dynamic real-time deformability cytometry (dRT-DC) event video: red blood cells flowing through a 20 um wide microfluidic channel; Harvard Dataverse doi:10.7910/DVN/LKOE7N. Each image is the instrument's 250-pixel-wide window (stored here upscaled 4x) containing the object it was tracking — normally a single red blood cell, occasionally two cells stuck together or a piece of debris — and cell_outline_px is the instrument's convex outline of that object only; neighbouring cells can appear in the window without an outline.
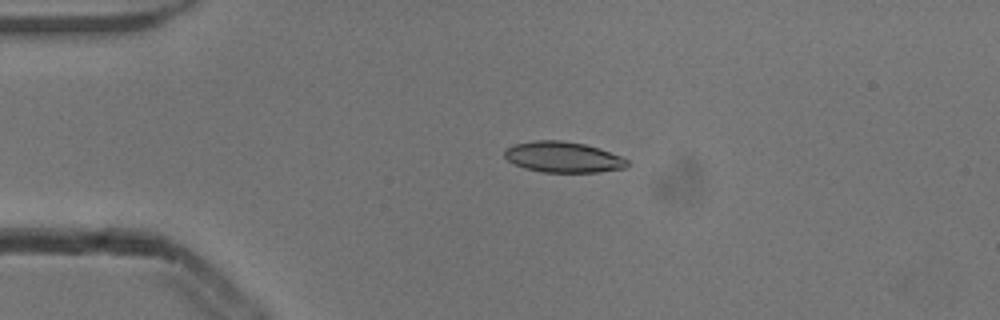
{"species": "common noctule bat (a hibernating species)", "species_latin": "Nyctalus noctula", "temperature_condition": "cold", "stored_images_in_passage": 39, "camera_frame_rate_fps": 3000, "um_per_image_px": 0.085, "animal": {"sex": "male", "body_mass_g": 13.3}, "frame": {"image": 1, "passage_image": 7, "time_ms": 2.0, "image_size_px": [1000, 320], "cell_outline_px": [[628, 168], [600, 172], [544, 172], [524, 168], [508, 160], [504, 156], [504, 152], [508, 148], [516, 144], [536, 140], [560, 140], [584, 144], [600, 148], [620, 156], [628, 160]], "centroid_in_image_um": [47.91, 13.36], "position_along_channel_um": 37.1, "area_um2": 21.91}}
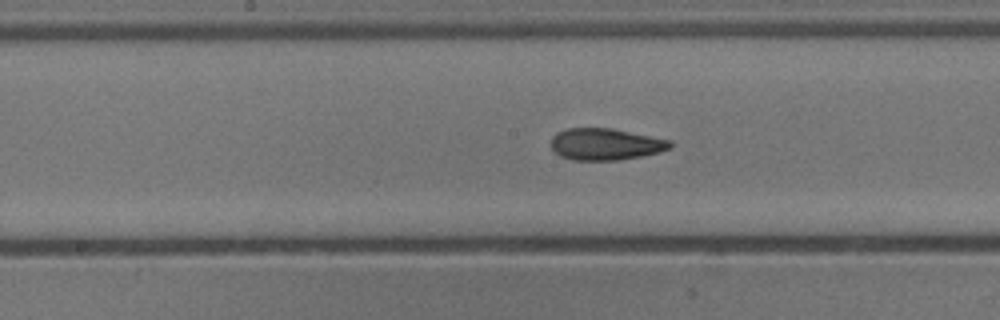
{"frame": {"image": 2, "passage_image": 22, "time_ms": 7.0, "image_size_px": [1000, 320], "cell_outline_px": [[672, 148], [660, 152], [640, 156], [616, 160], [572, 160], [560, 156], [552, 148], [552, 136], [556, 132], [568, 128], [612, 128], [672, 140]], "centroid_in_image_um": [51.49, 12.25], "position_along_channel_um": 196.7, "area_um2": 22.08}}
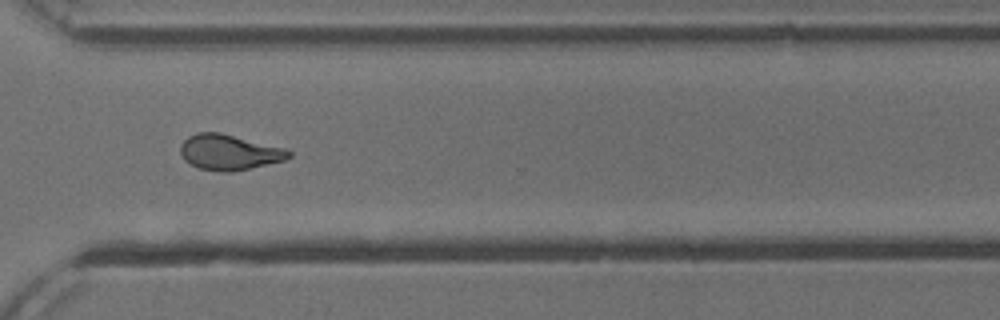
{"frame": {"image": 3, "passage_image": 34, "time_ms": 11.0, "image_size_px": [1000, 320], "cell_outline_px": [[292, 156], [284, 160], [232, 172], [224, 172], [200, 168], [184, 160], [180, 152], [180, 144], [188, 136], [200, 132], [220, 132], [288, 148], [292, 152]], "centroid_in_image_um": [19.51, 12.92], "position_along_channel_um": 351.1, "area_um2": 22.48}, "authors_computed_cell_mechanics": {"area_um2": 21.9062, "velocity_mm_per_s": 3.8685, "shape_relaxation_time_tau1_ms": 5.9908, "shape_relaxation_time_tau2_ms": 2.244, "deformation_change_tau1": 0.1733, "deformation_change_tau2": 0.0813}}